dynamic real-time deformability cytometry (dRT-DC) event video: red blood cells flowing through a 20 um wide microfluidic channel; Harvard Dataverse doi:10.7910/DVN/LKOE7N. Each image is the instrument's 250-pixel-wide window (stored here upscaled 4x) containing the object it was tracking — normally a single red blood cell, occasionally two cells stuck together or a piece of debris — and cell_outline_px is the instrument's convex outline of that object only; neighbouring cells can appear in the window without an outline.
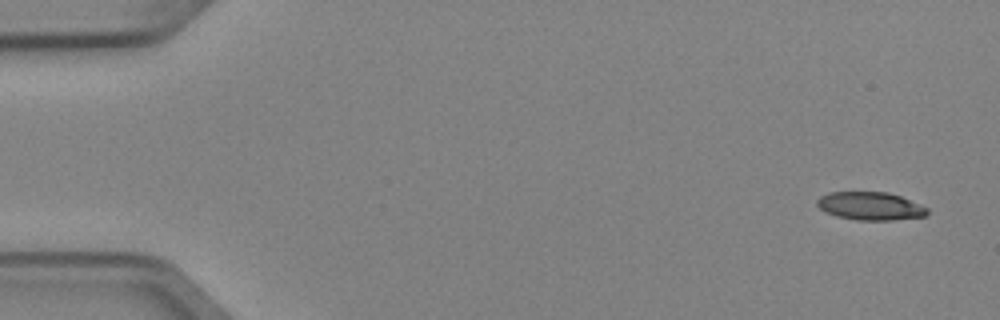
{"species": "Egyptian fruit bat (a non-hibernating species)", "species_latin": "Rousettus aegyptiacus", "temperature_condition": "cold", "stored_images_in_passage": 6, "camera_frame_rate_fps": 3000, "um_per_image_px": 0.085, "animal": {"sex": "female"}, "frame": {"image": 1, "passage_image": 1, "time_ms": 0.0, "image_size_px": [1000, 320], "cell_outline_px": [[928, 212], [924, 216], [892, 220], [856, 220], [836, 216], [824, 212], [816, 204], [816, 200], [820, 196], [828, 192], [888, 192], [900, 196], [928, 208]], "centroid_in_image_um": [73.93, 17.51], "position_along_channel_um": 11.1, "area_um2": 18.03}}
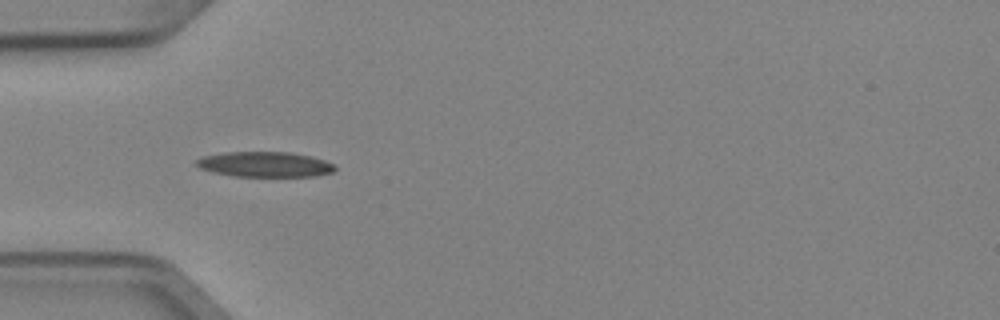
{"frame": {"image": 2, "passage_image": 5, "time_ms": 1.333, "image_size_px": [1000, 320], "cell_outline_px": [[336, 168], [332, 172], [316, 176], [236, 176], [212, 172], [200, 168], [196, 164], [196, 160], [204, 156], [224, 152], [288, 152], [312, 156], [324, 160], [332, 164]], "centroid_in_image_um": [22.51, 13.97], "position_along_channel_um": 62.5, "area_um2": 20.23}}
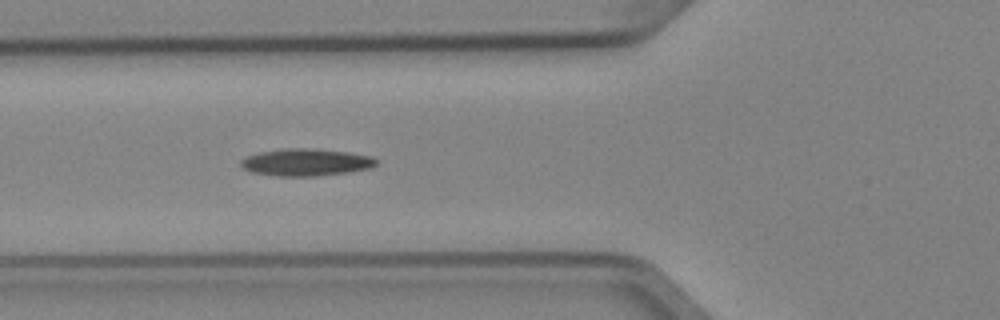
{"frame": {"image": 3, "passage_image": 6, "time_ms": 1.667, "image_size_px": [1000, 320], "cell_outline_px": [[376, 164], [372, 168], [348, 172], [316, 176], [272, 176], [252, 172], [244, 168], [240, 164], [240, 160], [248, 156], [260, 152], [288, 148], [304, 148], [348, 152], [372, 156], [376, 160]], "centroid_in_image_um": [26.01, 13.8], "position_along_channel_um": 99.8, "area_um2": 21.33}}